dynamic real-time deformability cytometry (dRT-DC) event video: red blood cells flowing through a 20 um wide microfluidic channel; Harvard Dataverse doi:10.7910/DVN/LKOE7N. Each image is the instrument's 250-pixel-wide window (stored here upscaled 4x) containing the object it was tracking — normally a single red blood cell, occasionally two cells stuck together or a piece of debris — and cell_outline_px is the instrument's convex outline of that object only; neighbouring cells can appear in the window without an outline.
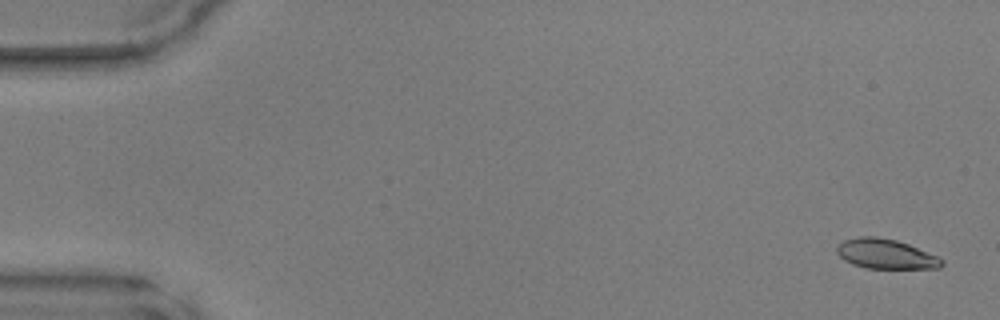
{"species": "common noctule bat (a hibernating species)", "species_latin": "Nyctalus noctula", "temperature_condition": "warm", "stored_images_in_passage": 48, "camera_frame_rate_fps": 3000, "um_per_image_px": 0.085, "animal": {"sex": "male", "body_mass_g": 17.9, "forearm_length_mm": 54.2}, "frame": {"image": 1, "passage_image": 2, "time_ms": 0.333, "image_size_px": [1000, 320], "cell_outline_px": [[944, 264], [940, 268], [864, 268], [852, 264], [844, 260], [836, 252], [836, 244], [844, 240], [860, 236], [876, 236], [896, 240], [908, 244], [936, 256], [944, 260]], "centroid_in_image_um": [75.24, 21.58], "position_along_channel_um": 9.8, "area_um2": 18.21}}
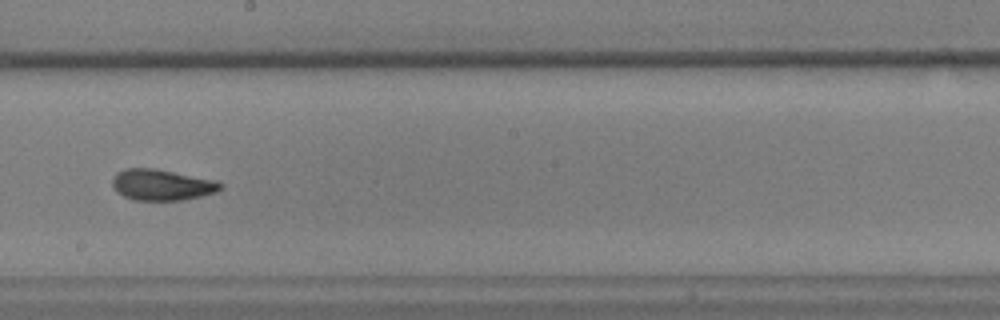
{"frame": {"image": 2, "passage_image": 28, "time_ms": 9.0, "image_size_px": [1000, 320], "cell_outline_px": [[224, 188], [216, 192], [184, 200], [136, 200], [124, 196], [116, 192], [112, 184], [112, 180], [116, 172], [124, 168], [156, 168], [216, 180], [224, 184]], "centroid_in_image_um": [13.77, 15.7], "position_along_channel_um": 234.4, "area_um2": 19.77}}
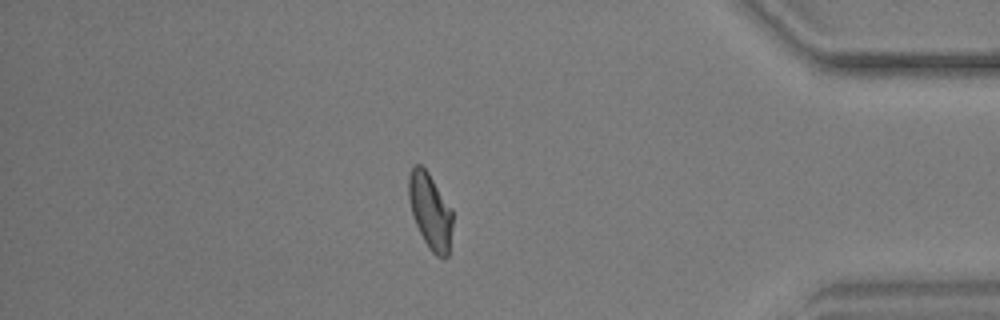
{"frame": {"image": 3, "passage_image": 42, "time_ms": 13.667, "image_size_px": [1000, 320], "cell_outline_px": [[452, 228], [448, 256], [436, 256], [428, 248], [416, 224], [412, 212], [408, 196], [408, 176], [412, 168], [416, 164], [420, 164], [428, 172], [452, 208]], "centroid_in_image_um": [36.57, 17.93], "position_along_channel_um": 398.6, "area_um2": 19.25}}